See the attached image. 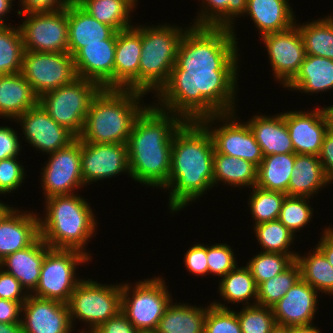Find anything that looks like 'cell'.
<instances>
[{
  "instance_id": "obj_5",
  "label": "cell",
  "mask_w": 333,
  "mask_h": 333,
  "mask_svg": "<svg viewBox=\"0 0 333 333\" xmlns=\"http://www.w3.org/2000/svg\"><path fill=\"white\" fill-rule=\"evenodd\" d=\"M81 197L71 194L45 199V216L39 217V235L52 249L77 250L91 259L84 249L96 233L97 222L90 203Z\"/></svg>"
},
{
  "instance_id": "obj_21",
  "label": "cell",
  "mask_w": 333,
  "mask_h": 333,
  "mask_svg": "<svg viewBox=\"0 0 333 333\" xmlns=\"http://www.w3.org/2000/svg\"><path fill=\"white\" fill-rule=\"evenodd\" d=\"M117 39L88 44L74 56L77 77L91 80L101 88H114V57Z\"/></svg>"
},
{
  "instance_id": "obj_59",
  "label": "cell",
  "mask_w": 333,
  "mask_h": 333,
  "mask_svg": "<svg viewBox=\"0 0 333 333\" xmlns=\"http://www.w3.org/2000/svg\"><path fill=\"white\" fill-rule=\"evenodd\" d=\"M290 333H321L320 329L313 324L292 326L290 327Z\"/></svg>"
},
{
  "instance_id": "obj_51",
  "label": "cell",
  "mask_w": 333,
  "mask_h": 333,
  "mask_svg": "<svg viewBox=\"0 0 333 333\" xmlns=\"http://www.w3.org/2000/svg\"><path fill=\"white\" fill-rule=\"evenodd\" d=\"M24 290L21 283L13 275L0 268V299L25 302L29 293L23 292Z\"/></svg>"
},
{
  "instance_id": "obj_36",
  "label": "cell",
  "mask_w": 333,
  "mask_h": 333,
  "mask_svg": "<svg viewBox=\"0 0 333 333\" xmlns=\"http://www.w3.org/2000/svg\"><path fill=\"white\" fill-rule=\"evenodd\" d=\"M202 1V9L199 11V15L195 18L192 26L229 28L236 35L234 19L236 17L240 18L245 14L248 0Z\"/></svg>"
},
{
  "instance_id": "obj_50",
  "label": "cell",
  "mask_w": 333,
  "mask_h": 333,
  "mask_svg": "<svg viewBox=\"0 0 333 333\" xmlns=\"http://www.w3.org/2000/svg\"><path fill=\"white\" fill-rule=\"evenodd\" d=\"M184 262L190 273L196 276L208 274L207 245L193 244L185 253Z\"/></svg>"
},
{
  "instance_id": "obj_48",
  "label": "cell",
  "mask_w": 333,
  "mask_h": 333,
  "mask_svg": "<svg viewBox=\"0 0 333 333\" xmlns=\"http://www.w3.org/2000/svg\"><path fill=\"white\" fill-rule=\"evenodd\" d=\"M231 246L224 243L207 245L208 275L224 277L238 264Z\"/></svg>"
},
{
  "instance_id": "obj_58",
  "label": "cell",
  "mask_w": 333,
  "mask_h": 333,
  "mask_svg": "<svg viewBox=\"0 0 333 333\" xmlns=\"http://www.w3.org/2000/svg\"><path fill=\"white\" fill-rule=\"evenodd\" d=\"M0 333H23L21 323H0Z\"/></svg>"
},
{
  "instance_id": "obj_40",
  "label": "cell",
  "mask_w": 333,
  "mask_h": 333,
  "mask_svg": "<svg viewBox=\"0 0 333 333\" xmlns=\"http://www.w3.org/2000/svg\"><path fill=\"white\" fill-rule=\"evenodd\" d=\"M24 51L19 26L0 25V75L20 73Z\"/></svg>"
},
{
  "instance_id": "obj_16",
  "label": "cell",
  "mask_w": 333,
  "mask_h": 333,
  "mask_svg": "<svg viewBox=\"0 0 333 333\" xmlns=\"http://www.w3.org/2000/svg\"><path fill=\"white\" fill-rule=\"evenodd\" d=\"M260 39L266 46L274 79L285 87L299 72L306 57L299 28L294 25L286 31L265 34Z\"/></svg>"
},
{
  "instance_id": "obj_25",
  "label": "cell",
  "mask_w": 333,
  "mask_h": 333,
  "mask_svg": "<svg viewBox=\"0 0 333 333\" xmlns=\"http://www.w3.org/2000/svg\"><path fill=\"white\" fill-rule=\"evenodd\" d=\"M51 249L39 236L27 248L7 255L0 261V268L13 275L31 294L38 284L45 255Z\"/></svg>"
},
{
  "instance_id": "obj_3",
  "label": "cell",
  "mask_w": 333,
  "mask_h": 333,
  "mask_svg": "<svg viewBox=\"0 0 333 333\" xmlns=\"http://www.w3.org/2000/svg\"><path fill=\"white\" fill-rule=\"evenodd\" d=\"M151 105L135 119L129 135L128 175L142 185L162 189L171 170L173 135L184 120Z\"/></svg>"
},
{
  "instance_id": "obj_37",
  "label": "cell",
  "mask_w": 333,
  "mask_h": 333,
  "mask_svg": "<svg viewBox=\"0 0 333 333\" xmlns=\"http://www.w3.org/2000/svg\"><path fill=\"white\" fill-rule=\"evenodd\" d=\"M218 286L219 294L227 303H245L244 306L257 305L258 286L247 266L239 267L237 265L220 279ZM252 298L255 303H250Z\"/></svg>"
},
{
  "instance_id": "obj_30",
  "label": "cell",
  "mask_w": 333,
  "mask_h": 333,
  "mask_svg": "<svg viewBox=\"0 0 333 333\" xmlns=\"http://www.w3.org/2000/svg\"><path fill=\"white\" fill-rule=\"evenodd\" d=\"M329 184L319 156L295 154L288 196L310 197Z\"/></svg>"
},
{
  "instance_id": "obj_13",
  "label": "cell",
  "mask_w": 333,
  "mask_h": 333,
  "mask_svg": "<svg viewBox=\"0 0 333 333\" xmlns=\"http://www.w3.org/2000/svg\"><path fill=\"white\" fill-rule=\"evenodd\" d=\"M21 73L39 98L77 78L74 58L68 52L24 51Z\"/></svg>"
},
{
  "instance_id": "obj_63",
  "label": "cell",
  "mask_w": 333,
  "mask_h": 333,
  "mask_svg": "<svg viewBox=\"0 0 333 333\" xmlns=\"http://www.w3.org/2000/svg\"><path fill=\"white\" fill-rule=\"evenodd\" d=\"M328 111L330 113L331 116V121H332V126H333V105L332 106H328Z\"/></svg>"
},
{
  "instance_id": "obj_32",
  "label": "cell",
  "mask_w": 333,
  "mask_h": 333,
  "mask_svg": "<svg viewBox=\"0 0 333 333\" xmlns=\"http://www.w3.org/2000/svg\"><path fill=\"white\" fill-rule=\"evenodd\" d=\"M207 307L170 303L160 319L156 333H204Z\"/></svg>"
},
{
  "instance_id": "obj_29",
  "label": "cell",
  "mask_w": 333,
  "mask_h": 333,
  "mask_svg": "<svg viewBox=\"0 0 333 333\" xmlns=\"http://www.w3.org/2000/svg\"><path fill=\"white\" fill-rule=\"evenodd\" d=\"M38 103L39 97L21 72L0 75V117L14 120Z\"/></svg>"
},
{
  "instance_id": "obj_15",
  "label": "cell",
  "mask_w": 333,
  "mask_h": 333,
  "mask_svg": "<svg viewBox=\"0 0 333 333\" xmlns=\"http://www.w3.org/2000/svg\"><path fill=\"white\" fill-rule=\"evenodd\" d=\"M42 168L41 187L47 199L52 196L71 195L84 187L81 169V140L76 138L67 147L49 153ZM74 190V191H73Z\"/></svg>"
},
{
  "instance_id": "obj_17",
  "label": "cell",
  "mask_w": 333,
  "mask_h": 333,
  "mask_svg": "<svg viewBox=\"0 0 333 333\" xmlns=\"http://www.w3.org/2000/svg\"><path fill=\"white\" fill-rule=\"evenodd\" d=\"M81 169L84 185L116 177L123 172L130 174L128 145L81 141Z\"/></svg>"
},
{
  "instance_id": "obj_23",
  "label": "cell",
  "mask_w": 333,
  "mask_h": 333,
  "mask_svg": "<svg viewBox=\"0 0 333 333\" xmlns=\"http://www.w3.org/2000/svg\"><path fill=\"white\" fill-rule=\"evenodd\" d=\"M141 50V29L138 25L117 32L114 88L139 91Z\"/></svg>"
},
{
  "instance_id": "obj_22",
  "label": "cell",
  "mask_w": 333,
  "mask_h": 333,
  "mask_svg": "<svg viewBox=\"0 0 333 333\" xmlns=\"http://www.w3.org/2000/svg\"><path fill=\"white\" fill-rule=\"evenodd\" d=\"M318 292L300 278L273 307L276 324L288 327L313 323Z\"/></svg>"
},
{
  "instance_id": "obj_56",
  "label": "cell",
  "mask_w": 333,
  "mask_h": 333,
  "mask_svg": "<svg viewBox=\"0 0 333 333\" xmlns=\"http://www.w3.org/2000/svg\"><path fill=\"white\" fill-rule=\"evenodd\" d=\"M23 303L0 299V323H21Z\"/></svg>"
},
{
  "instance_id": "obj_62",
  "label": "cell",
  "mask_w": 333,
  "mask_h": 333,
  "mask_svg": "<svg viewBox=\"0 0 333 333\" xmlns=\"http://www.w3.org/2000/svg\"><path fill=\"white\" fill-rule=\"evenodd\" d=\"M269 333H290V327L275 324Z\"/></svg>"
},
{
  "instance_id": "obj_44",
  "label": "cell",
  "mask_w": 333,
  "mask_h": 333,
  "mask_svg": "<svg viewBox=\"0 0 333 333\" xmlns=\"http://www.w3.org/2000/svg\"><path fill=\"white\" fill-rule=\"evenodd\" d=\"M251 190L248 206L250 205L254 225L278 219L286 194L265 190L258 186H254Z\"/></svg>"
},
{
  "instance_id": "obj_57",
  "label": "cell",
  "mask_w": 333,
  "mask_h": 333,
  "mask_svg": "<svg viewBox=\"0 0 333 333\" xmlns=\"http://www.w3.org/2000/svg\"><path fill=\"white\" fill-rule=\"evenodd\" d=\"M316 247L324 254L329 264L333 267V227H326Z\"/></svg>"
},
{
  "instance_id": "obj_14",
  "label": "cell",
  "mask_w": 333,
  "mask_h": 333,
  "mask_svg": "<svg viewBox=\"0 0 333 333\" xmlns=\"http://www.w3.org/2000/svg\"><path fill=\"white\" fill-rule=\"evenodd\" d=\"M17 15L25 16L19 25L25 51L68 52L67 8Z\"/></svg>"
},
{
  "instance_id": "obj_54",
  "label": "cell",
  "mask_w": 333,
  "mask_h": 333,
  "mask_svg": "<svg viewBox=\"0 0 333 333\" xmlns=\"http://www.w3.org/2000/svg\"><path fill=\"white\" fill-rule=\"evenodd\" d=\"M128 318L120 311L117 315L103 322L92 333H138Z\"/></svg>"
},
{
  "instance_id": "obj_19",
  "label": "cell",
  "mask_w": 333,
  "mask_h": 333,
  "mask_svg": "<svg viewBox=\"0 0 333 333\" xmlns=\"http://www.w3.org/2000/svg\"><path fill=\"white\" fill-rule=\"evenodd\" d=\"M308 111L285 112V122L295 154L319 156L326 132L332 126L331 116L327 107Z\"/></svg>"
},
{
  "instance_id": "obj_24",
  "label": "cell",
  "mask_w": 333,
  "mask_h": 333,
  "mask_svg": "<svg viewBox=\"0 0 333 333\" xmlns=\"http://www.w3.org/2000/svg\"><path fill=\"white\" fill-rule=\"evenodd\" d=\"M67 20L68 53L72 56L88 44L117 39V31L113 27L97 21L75 1L67 7Z\"/></svg>"
},
{
  "instance_id": "obj_61",
  "label": "cell",
  "mask_w": 333,
  "mask_h": 333,
  "mask_svg": "<svg viewBox=\"0 0 333 333\" xmlns=\"http://www.w3.org/2000/svg\"><path fill=\"white\" fill-rule=\"evenodd\" d=\"M13 207V208H12ZM0 202V222L14 209V206Z\"/></svg>"
},
{
  "instance_id": "obj_41",
  "label": "cell",
  "mask_w": 333,
  "mask_h": 333,
  "mask_svg": "<svg viewBox=\"0 0 333 333\" xmlns=\"http://www.w3.org/2000/svg\"><path fill=\"white\" fill-rule=\"evenodd\" d=\"M253 228L262 252L297 255L293 250H289L295 235L278 219L254 225Z\"/></svg>"
},
{
  "instance_id": "obj_26",
  "label": "cell",
  "mask_w": 333,
  "mask_h": 333,
  "mask_svg": "<svg viewBox=\"0 0 333 333\" xmlns=\"http://www.w3.org/2000/svg\"><path fill=\"white\" fill-rule=\"evenodd\" d=\"M39 216L13 209L0 222V261L30 246L39 237Z\"/></svg>"
},
{
  "instance_id": "obj_35",
  "label": "cell",
  "mask_w": 333,
  "mask_h": 333,
  "mask_svg": "<svg viewBox=\"0 0 333 333\" xmlns=\"http://www.w3.org/2000/svg\"><path fill=\"white\" fill-rule=\"evenodd\" d=\"M294 163L295 153L264 156L257 167L256 186L288 195V186Z\"/></svg>"
},
{
  "instance_id": "obj_55",
  "label": "cell",
  "mask_w": 333,
  "mask_h": 333,
  "mask_svg": "<svg viewBox=\"0 0 333 333\" xmlns=\"http://www.w3.org/2000/svg\"><path fill=\"white\" fill-rule=\"evenodd\" d=\"M319 160L323 165L328 182H333V126L329 128L324 137Z\"/></svg>"
},
{
  "instance_id": "obj_31",
  "label": "cell",
  "mask_w": 333,
  "mask_h": 333,
  "mask_svg": "<svg viewBox=\"0 0 333 333\" xmlns=\"http://www.w3.org/2000/svg\"><path fill=\"white\" fill-rule=\"evenodd\" d=\"M285 87L308 94L333 89V60L306 55L299 72Z\"/></svg>"
},
{
  "instance_id": "obj_43",
  "label": "cell",
  "mask_w": 333,
  "mask_h": 333,
  "mask_svg": "<svg viewBox=\"0 0 333 333\" xmlns=\"http://www.w3.org/2000/svg\"><path fill=\"white\" fill-rule=\"evenodd\" d=\"M296 257L297 255L260 251L247 262L246 266L258 286L288 269L296 261Z\"/></svg>"
},
{
  "instance_id": "obj_28",
  "label": "cell",
  "mask_w": 333,
  "mask_h": 333,
  "mask_svg": "<svg viewBox=\"0 0 333 333\" xmlns=\"http://www.w3.org/2000/svg\"><path fill=\"white\" fill-rule=\"evenodd\" d=\"M289 0H248L246 16L249 15L261 36L282 32L296 24Z\"/></svg>"
},
{
  "instance_id": "obj_39",
  "label": "cell",
  "mask_w": 333,
  "mask_h": 333,
  "mask_svg": "<svg viewBox=\"0 0 333 333\" xmlns=\"http://www.w3.org/2000/svg\"><path fill=\"white\" fill-rule=\"evenodd\" d=\"M295 25L302 35L306 55L333 60V15Z\"/></svg>"
},
{
  "instance_id": "obj_2",
  "label": "cell",
  "mask_w": 333,
  "mask_h": 333,
  "mask_svg": "<svg viewBox=\"0 0 333 333\" xmlns=\"http://www.w3.org/2000/svg\"><path fill=\"white\" fill-rule=\"evenodd\" d=\"M213 155L208 129L200 121H184L173 135L171 170L163 187L170 191V213L184 209L213 188Z\"/></svg>"
},
{
  "instance_id": "obj_33",
  "label": "cell",
  "mask_w": 333,
  "mask_h": 333,
  "mask_svg": "<svg viewBox=\"0 0 333 333\" xmlns=\"http://www.w3.org/2000/svg\"><path fill=\"white\" fill-rule=\"evenodd\" d=\"M219 182L231 187L253 188L257 182V167L242 158L214 153L213 187Z\"/></svg>"
},
{
  "instance_id": "obj_34",
  "label": "cell",
  "mask_w": 333,
  "mask_h": 333,
  "mask_svg": "<svg viewBox=\"0 0 333 333\" xmlns=\"http://www.w3.org/2000/svg\"><path fill=\"white\" fill-rule=\"evenodd\" d=\"M97 21L113 27L117 32L133 27L131 11L138 0H74Z\"/></svg>"
},
{
  "instance_id": "obj_49",
  "label": "cell",
  "mask_w": 333,
  "mask_h": 333,
  "mask_svg": "<svg viewBox=\"0 0 333 333\" xmlns=\"http://www.w3.org/2000/svg\"><path fill=\"white\" fill-rule=\"evenodd\" d=\"M18 157L0 161V194L6 195L17 190L25 179V169Z\"/></svg>"
},
{
  "instance_id": "obj_12",
  "label": "cell",
  "mask_w": 333,
  "mask_h": 333,
  "mask_svg": "<svg viewBox=\"0 0 333 333\" xmlns=\"http://www.w3.org/2000/svg\"><path fill=\"white\" fill-rule=\"evenodd\" d=\"M234 114L235 112L217 114L205 117L200 122L211 134L214 153L242 158L258 167L264 157L261 147L248 123H240L236 120L237 116ZM214 121L223 122L224 124H218L219 127L217 125V128L213 129L211 126L212 124L215 125Z\"/></svg>"
},
{
  "instance_id": "obj_53",
  "label": "cell",
  "mask_w": 333,
  "mask_h": 333,
  "mask_svg": "<svg viewBox=\"0 0 333 333\" xmlns=\"http://www.w3.org/2000/svg\"><path fill=\"white\" fill-rule=\"evenodd\" d=\"M74 0H20L17 14L51 12L67 8Z\"/></svg>"
},
{
  "instance_id": "obj_27",
  "label": "cell",
  "mask_w": 333,
  "mask_h": 333,
  "mask_svg": "<svg viewBox=\"0 0 333 333\" xmlns=\"http://www.w3.org/2000/svg\"><path fill=\"white\" fill-rule=\"evenodd\" d=\"M247 123L263 156L295 153L285 122V112L276 116L254 115Z\"/></svg>"
},
{
  "instance_id": "obj_1",
  "label": "cell",
  "mask_w": 333,
  "mask_h": 333,
  "mask_svg": "<svg viewBox=\"0 0 333 333\" xmlns=\"http://www.w3.org/2000/svg\"><path fill=\"white\" fill-rule=\"evenodd\" d=\"M237 78V71H185L175 64L167 83L155 95V105L184 121L233 113Z\"/></svg>"
},
{
  "instance_id": "obj_46",
  "label": "cell",
  "mask_w": 333,
  "mask_h": 333,
  "mask_svg": "<svg viewBox=\"0 0 333 333\" xmlns=\"http://www.w3.org/2000/svg\"><path fill=\"white\" fill-rule=\"evenodd\" d=\"M204 333H242L237 313L225 303L211 302L207 306Z\"/></svg>"
},
{
  "instance_id": "obj_7",
  "label": "cell",
  "mask_w": 333,
  "mask_h": 333,
  "mask_svg": "<svg viewBox=\"0 0 333 333\" xmlns=\"http://www.w3.org/2000/svg\"><path fill=\"white\" fill-rule=\"evenodd\" d=\"M141 57L139 64V92L157 94L167 83L175 65L178 46L185 30L176 25H140ZM156 92V93H155Z\"/></svg>"
},
{
  "instance_id": "obj_4",
  "label": "cell",
  "mask_w": 333,
  "mask_h": 333,
  "mask_svg": "<svg viewBox=\"0 0 333 333\" xmlns=\"http://www.w3.org/2000/svg\"><path fill=\"white\" fill-rule=\"evenodd\" d=\"M144 95L130 89L101 88L90 103L78 138L87 143L127 144L135 119L148 106L140 104Z\"/></svg>"
},
{
  "instance_id": "obj_18",
  "label": "cell",
  "mask_w": 333,
  "mask_h": 333,
  "mask_svg": "<svg viewBox=\"0 0 333 333\" xmlns=\"http://www.w3.org/2000/svg\"><path fill=\"white\" fill-rule=\"evenodd\" d=\"M14 121L20 124L25 141L44 154L67 147L76 139L70 131L53 120L40 103Z\"/></svg>"
},
{
  "instance_id": "obj_64",
  "label": "cell",
  "mask_w": 333,
  "mask_h": 333,
  "mask_svg": "<svg viewBox=\"0 0 333 333\" xmlns=\"http://www.w3.org/2000/svg\"><path fill=\"white\" fill-rule=\"evenodd\" d=\"M138 333H156L155 331H139Z\"/></svg>"
},
{
  "instance_id": "obj_52",
  "label": "cell",
  "mask_w": 333,
  "mask_h": 333,
  "mask_svg": "<svg viewBox=\"0 0 333 333\" xmlns=\"http://www.w3.org/2000/svg\"><path fill=\"white\" fill-rule=\"evenodd\" d=\"M17 134L11 127L0 126V161L20 155L22 141Z\"/></svg>"
},
{
  "instance_id": "obj_8",
  "label": "cell",
  "mask_w": 333,
  "mask_h": 333,
  "mask_svg": "<svg viewBox=\"0 0 333 333\" xmlns=\"http://www.w3.org/2000/svg\"><path fill=\"white\" fill-rule=\"evenodd\" d=\"M121 299L122 284L105 285L92 279L82 278L68 302L72 327L74 320L78 319L80 322L84 321L89 328L82 329L83 332L80 333H92L103 322L121 311Z\"/></svg>"
},
{
  "instance_id": "obj_9",
  "label": "cell",
  "mask_w": 333,
  "mask_h": 333,
  "mask_svg": "<svg viewBox=\"0 0 333 333\" xmlns=\"http://www.w3.org/2000/svg\"><path fill=\"white\" fill-rule=\"evenodd\" d=\"M128 284H122L121 312L138 331H155L173 301L166 282L158 276Z\"/></svg>"
},
{
  "instance_id": "obj_42",
  "label": "cell",
  "mask_w": 333,
  "mask_h": 333,
  "mask_svg": "<svg viewBox=\"0 0 333 333\" xmlns=\"http://www.w3.org/2000/svg\"><path fill=\"white\" fill-rule=\"evenodd\" d=\"M300 278V266L295 261L284 272L258 285L257 305L272 308Z\"/></svg>"
},
{
  "instance_id": "obj_6",
  "label": "cell",
  "mask_w": 333,
  "mask_h": 333,
  "mask_svg": "<svg viewBox=\"0 0 333 333\" xmlns=\"http://www.w3.org/2000/svg\"><path fill=\"white\" fill-rule=\"evenodd\" d=\"M229 28L190 26L175 64L185 71H238V40Z\"/></svg>"
},
{
  "instance_id": "obj_45",
  "label": "cell",
  "mask_w": 333,
  "mask_h": 333,
  "mask_svg": "<svg viewBox=\"0 0 333 333\" xmlns=\"http://www.w3.org/2000/svg\"><path fill=\"white\" fill-rule=\"evenodd\" d=\"M309 198L286 195L282 203L278 220L294 235L307 226L313 217L314 209L309 205Z\"/></svg>"
},
{
  "instance_id": "obj_47",
  "label": "cell",
  "mask_w": 333,
  "mask_h": 333,
  "mask_svg": "<svg viewBox=\"0 0 333 333\" xmlns=\"http://www.w3.org/2000/svg\"><path fill=\"white\" fill-rule=\"evenodd\" d=\"M242 333H269L276 321L271 307L243 306L237 312Z\"/></svg>"
},
{
  "instance_id": "obj_20",
  "label": "cell",
  "mask_w": 333,
  "mask_h": 333,
  "mask_svg": "<svg viewBox=\"0 0 333 333\" xmlns=\"http://www.w3.org/2000/svg\"><path fill=\"white\" fill-rule=\"evenodd\" d=\"M23 333H71L68 304L28 295L22 306Z\"/></svg>"
},
{
  "instance_id": "obj_11",
  "label": "cell",
  "mask_w": 333,
  "mask_h": 333,
  "mask_svg": "<svg viewBox=\"0 0 333 333\" xmlns=\"http://www.w3.org/2000/svg\"><path fill=\"white\" fill-rule=\"evenodd\" d=\"M89 260L86 254L77 250L51 249L45 255L38 284L31 294L68 304L82 280L75 274L77 265L86 264Z\"/></svg>"
},
{
  "instance_id": "obj_60",
  "label": "cell",
  "mask_w": 333,
  "mask_h": 333,
  "mask_svg": "<svg viewBox=\"0 0 333 333\" xmlns=\"http://www.w3.org/2000/svg\"><path fill=\"white\" fill-rule=\"evenodd\" d=\"M10 0H0V25H7L5 22V15L10 13L12 9V4ZM4 18V19H3Z\"/></svg>"
},
{
  "instance_id": "obj_10",
  "label": "cell",
  "mask_w": 333,
  "mask_h": 333,
  "mask_svg": "<svg viewBox=\"0 0 333 333\" xmlns=\"http://www.w3.org/2000/svg\"><path fill=\"white\" fill-rule=\"evenodd\" d=\"M100 89L97 83L77 77L68 85L44 93L39 103L53 120L78 138L90 103Z\"/></svg>"
},
{
  "instance_id": "obj_38",
  "label": "cell",
  "mask_w": 333,
  "mask_h": 333,
  "mask_svg": "<svg viewBox=\"0 0 333 333\" xmlns=\"http://www.w3.org/2000/svg\"><path fill=\"white\" fill-rule=\"evenodd\" d=\"M310 252L307 256L297 253L296 262L300 266L301 278L319 294L333 295V267L317 247Z\"/></svg>"
}]
</instances>
